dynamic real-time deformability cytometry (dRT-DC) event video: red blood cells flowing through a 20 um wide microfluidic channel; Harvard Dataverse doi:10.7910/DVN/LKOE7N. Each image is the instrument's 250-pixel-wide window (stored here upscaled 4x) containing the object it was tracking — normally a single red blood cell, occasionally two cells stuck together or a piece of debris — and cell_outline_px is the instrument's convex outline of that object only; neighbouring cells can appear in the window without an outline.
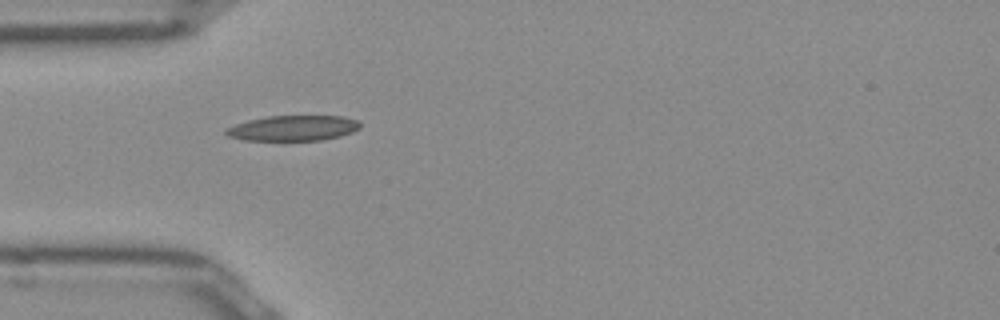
{"species": "Egyptian fruit bat (a non-hibernating species)", "species_latin": "Rousettus aegyptiacus", "temperature_condition": "room temperature", "stored_images_in_passage": 34, "camera_frame_rate_fps": 3000, "um_per_image_px": 0.085, "frame": {"image": 1, "passage_image": 1, "time_ms": 0.0, "image_size_px": [1000, 320], "cell_outline_px": [[360, 128], [352, 132], [340, 136], [320, 140], [244, 140], [228, 136], [224, 132], [224, 128], [248, 120], [268, 116], [344, 116], [356, 120], [360, 124]], "centroid_in_image_um": [24.89, 10.89], "position_along_channel_um": 60.1, "area_um2": 19.77}}
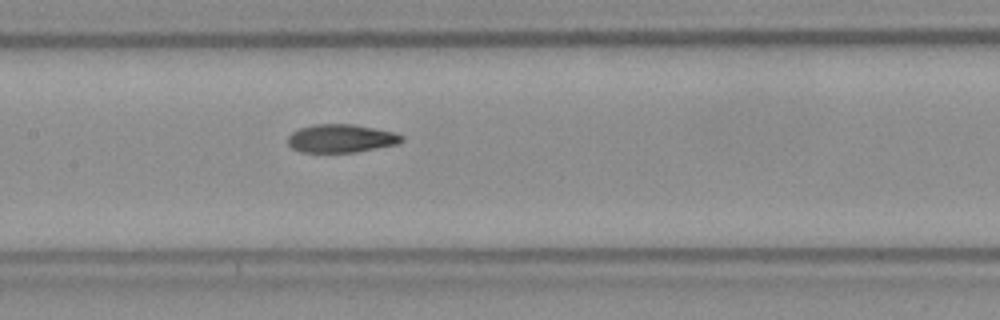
{"frame": {"image": 2, "passage_image": 10, "time_ms": 3.0, "image_size_px": [1000, 320], "cell_outline_px": [[404, 140], [400, 144], [352, 152], [300, 152], [292, 148], [288, 144], [288, 136], [292, 132], [300, 128], [312, 124], [352, 124], [392, 132], [404, 136]], "centroid_in_image_um": [28.98, 11.77], "position_along_channel_um": 178.4, "area_um2": 18.67}}
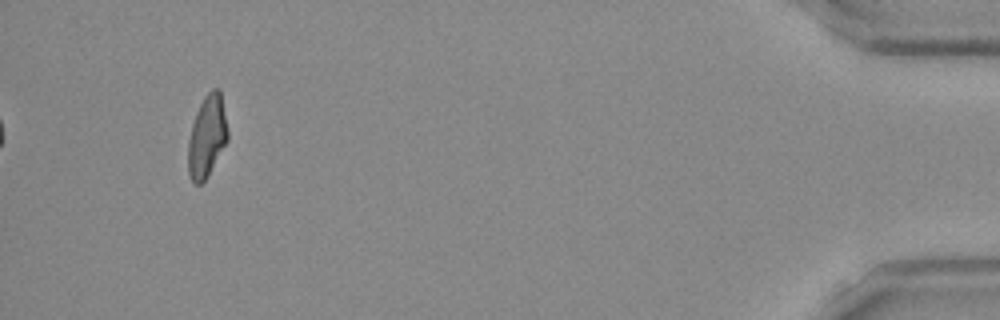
{"frame": {"image": 3, "passage_image": 34, "time_ms": 11.0, "image_size_px": [1000, 320], "cell_outline_px": [[228, 140], [208, 176], [200, 184], [196, 184], [192, 180], [188, 172], [188, 140], [192, 124], [196, 112], [204, 96], [212, 88], [220, 88], [228, 128]], "centroid_in_image_um": [17.6, 11.57], "position_along_channel_um": 417.6, "area_um2": 19.02}, "authors_computed_cell_mechanics": {"area_um2": 18.9873, "velocity_mm_per_s": 3.9606, "shape_relaxation_time_tau1_ms": 10.2636, "shape_relaxation_time_tau2_ms": 1.7743, "deformation_change_tau1": 0.2666, "deformation_change_tau2": 0.0922}}